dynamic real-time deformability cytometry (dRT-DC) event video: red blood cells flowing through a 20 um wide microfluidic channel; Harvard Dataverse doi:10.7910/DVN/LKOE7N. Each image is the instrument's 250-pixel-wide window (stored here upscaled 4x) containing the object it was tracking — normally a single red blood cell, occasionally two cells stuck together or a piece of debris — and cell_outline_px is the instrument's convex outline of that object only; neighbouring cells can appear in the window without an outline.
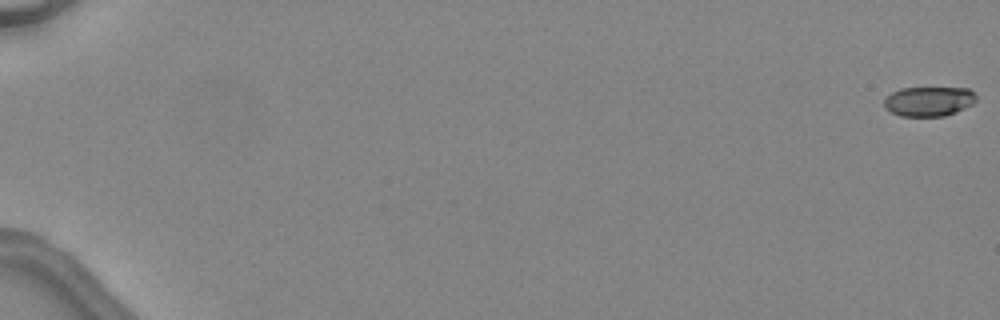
{"species": "common noctule bat (a hibernating species)", "species_latin": "Nyctalus noctula", "temperature_condition": "warm", "stored_images_in_passage": 11, "camera_frame_rate_fps": 3000, "um_per_image_px": 0.085, "animal": {"sex": "female", "body_mass_g": 24.6, "forearm_length_mm": 56.2}, "frame": {"image": 1, "passage_image": 1, "time_ms": 0.0, "image_size_px": [1000, 320], "cell_outline_px": [[976, 100], [972, 104], [956, 112], [944, 116], [900, 116], [884, 108], [884, 100], [892, 92], [900, 88], [968, 88], [976, 96]], "centroid_in_image_um": [78.93, 8.61], "position_along_channel_um": 6.1, "area_um2": 15.84}}